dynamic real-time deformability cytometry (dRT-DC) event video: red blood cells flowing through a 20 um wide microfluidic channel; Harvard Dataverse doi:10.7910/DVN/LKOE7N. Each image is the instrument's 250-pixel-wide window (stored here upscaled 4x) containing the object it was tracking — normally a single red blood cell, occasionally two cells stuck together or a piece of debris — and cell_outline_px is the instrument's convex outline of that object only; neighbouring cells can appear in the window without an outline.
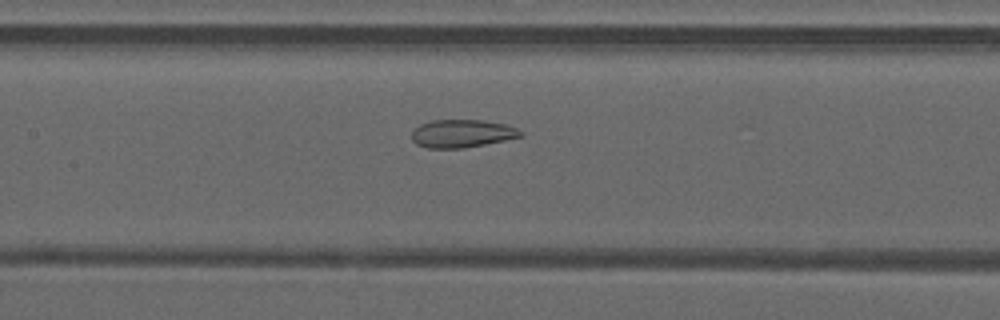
{"species": "common noctule bat (a hibernating species)", "species_latin": "Nyctalus noctula", "temperature_condition": "warm", "stored_images_in_passage": 38, "camera_frame_rate_fps": 3000, "um_per_image_px": 0.085, "animal": {"sex": "male", "forearm_length_mm": 52.5}, "frame": {"image": 1, "passage_image": 13, "time_ms": 4.0, "image_size_px": [1000, 320], "cell_outline_px": [[524, 136], [464, 148], [428, 148], [416, 144], [412, 140], [412, 132], [420, 124], [432, 120], [480, 120], [504, 124], [516, 128], [524, 132]], "centroid_in_image_um": [39.27, 11.35], "position_along_channel_um": 168.1, "area_um2": 17.63}}
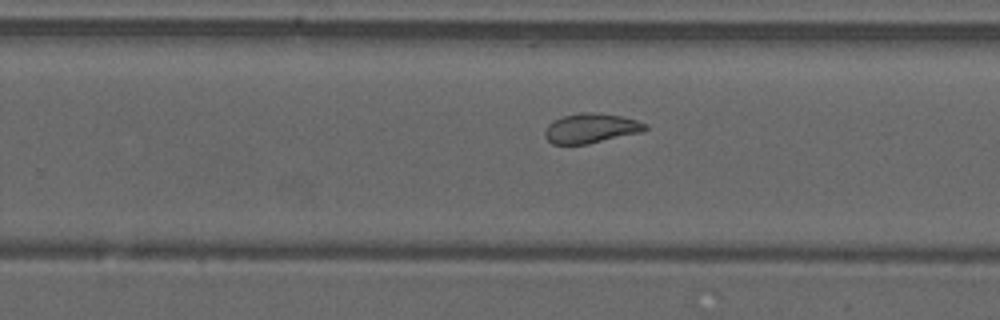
{"frame": {"image": 2, "passage_image": 21, "time_ms": 6.667, "image_size_px": [1000, 320], "cell_outline_px": [[648, 128], [644, 132], [588, 144], [552, 144], [544, 136], [544, 132], [548, 124], [564, 116], [580, 112], [596, 112], [620, 116], [636, 120], [648, 124]], "centroid_in_image_um": [50.27, 10.91], "position_along_channel_um": 279.5, "area_um2": 17.46}}
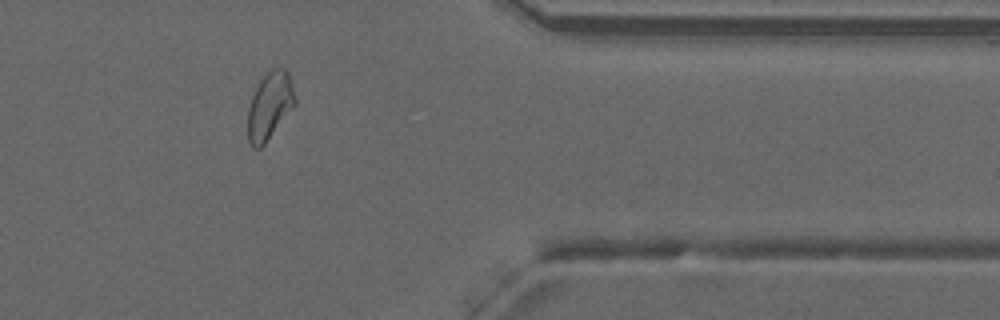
{"frame": {"image": 3, "passage_image": 30, "time_ms": 9.667, "image_size_px": [1000, 320], "cell_outline_px": [[296, 104], [264, 144], [260, 148], [252, 148], [248, 140], [248, 108], [252, 96], [260, 80], [272, 68], [284, 68], [288, 72], [296, 100]], "centroid_in_image_um": [22.92, 9.0], "position_along_channel_um": 388.5, "area_um2": 18.26}, "authors_computed_cell_mechanics": {"area_um2": 18.5827, "velocity_mm_per_s": 4.1968, "shape_relaxation_time_tau1_ms": null, "shape_relaxation_time_tau2_ms": 1.2606, "deformation_change_tau1": null, "deformation_change_tau2": 0.073}}